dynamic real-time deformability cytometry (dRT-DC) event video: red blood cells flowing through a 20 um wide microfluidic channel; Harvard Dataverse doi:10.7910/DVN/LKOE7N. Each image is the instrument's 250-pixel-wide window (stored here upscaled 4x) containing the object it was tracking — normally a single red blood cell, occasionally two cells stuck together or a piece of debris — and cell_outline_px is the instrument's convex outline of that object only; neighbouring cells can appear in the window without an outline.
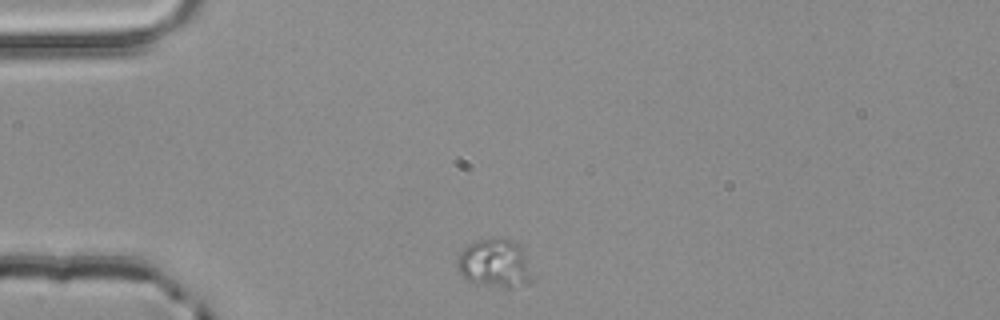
{"species": "common noctule bat (a hibernating species)", "species_latin": "Nyctalus noctula", "temperature_condition": "room temperature", "stored_images_in_passage": 2, "camera_frame_rate_fps": 3000, "um_per_image_px": 0.085, "animal": {"sex": "male", "body_mass_g": 20.4}, "frame": {"image": 1, "passage_image": 1, "time_ms": 0.0, "image_size_px": [1000, 320], "cell_outline_px": [[532, 284], [512, 288], [504, 288], [464, 280], [460, 272], [460, 252], [468, 244], [492, 236], [504, 236], [520, 244], [524, 248], [532, 280]], "centroid_in_image_um": [42.13, 22.36], "position_along_channel_um": 42.9, "area_um2": 21.5}}
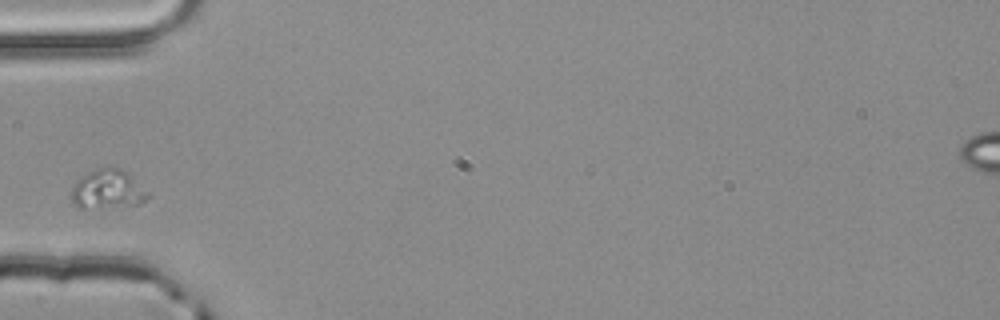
{"frame": {"image": 2, "passage_image": 2, "time_ms": 0.333, "image_size_px": [1000, 320], "cell_outline_px": [[148, 196], [140, 204], [104, 208], [76, 208], [72, 200], [72, 188], [76, 180], [88, 172], [100, 168], [120, 168], [128, 172], [148, 192]], "centroid_in_image_um": [9.13, 16.11], "position_along_channel_um": 75.9, "area_um2": 17.4}}